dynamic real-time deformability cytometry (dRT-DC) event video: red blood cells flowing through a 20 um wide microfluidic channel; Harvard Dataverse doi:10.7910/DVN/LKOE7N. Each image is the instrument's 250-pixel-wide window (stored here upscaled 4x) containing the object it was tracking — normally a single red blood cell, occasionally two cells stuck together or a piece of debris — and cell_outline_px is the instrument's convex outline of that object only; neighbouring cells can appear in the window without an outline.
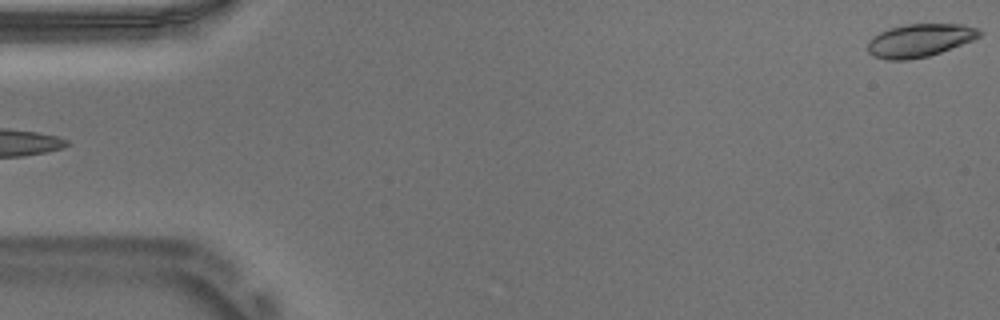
{"species": "Egyptian fruit bat (a non-hibernating species)", "species_latin": "Rousettus aegyptiacus", "temperature_condition": "warm", "stored_images_in_passage": 54, "camera_frame_rate_fps": 3000, "um_per_image_px": 0.085, "animal": {"sex": "male"}, "frame": {"image": 1, "passage_image": 1, "time_ms": 0.0, "image_size_px": [1000, 320], "cell_outline_px": [[984, 32], [980, 36], [972, 40], [940, 52], [928, 56], [908, 60], [888, 60], [872, 56], [868, 52], [868, 40], [872, 36], [888, 28], [904, 24], [964, 24], [980, 28]], "centroid_in_image_um": [78.16, 3.42], "position_along_channel_um": 6.8, "area_um2": 21.73}}
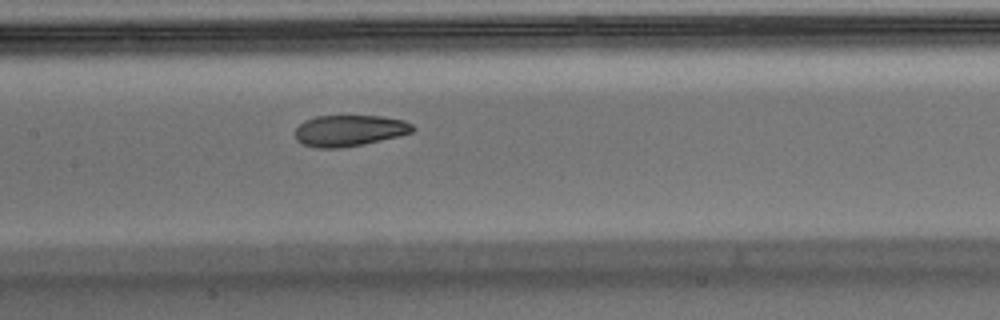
{"frame": {"image": 2, "passage_image": 26, "time_ms": 8.333, "image_size_px": [1000, 320], "cell_outline_px": [[416, 128], [412, 132], [400, 136], [364, 144], [340, 148], [316, 148], [300, 144], [296, 140], [296, 128], [304, 120], [316, 116], [384, 116], [404, 120], [412, 124]], "centroid_in_image_um": [29.7, 11.1], "position_along_channel_um": 177.7, "area_um2": 21.62}}
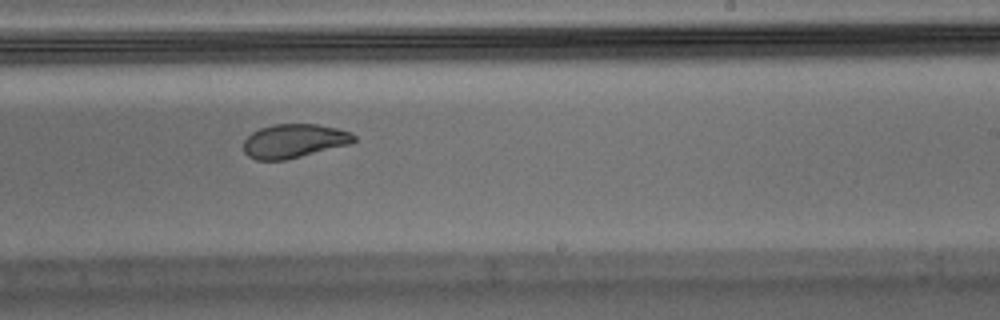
{"frame": {"image": 3, "passage_image": 33, "time_ms": 10.667, "image_size_px": [1000, 320], "cell_outline_px": [[356, 140], [352, 144], [284, 160], [256, 160], [248, 156], [244, 152], [244, 140], [252, 132], [260, 128], [272, 124], [316, 124], [340, 128], [352, 132], [356, 136]], "centroid_in_image_um": [25.03, 11.97], "position_along_channel_um": 264.0, "area_um2": 22.02}, "authors_computed_cell_mechanics": {"area_um2": 22.4553, "velocity_mm_per_s": 3.7123, "shape_relaxation_time_tau1_ms": null, "shape_relaxation_time_tau2_ms": 1.6045, "deformation_change_tau1": null, "deformation_change_tau2": 0.0664}}